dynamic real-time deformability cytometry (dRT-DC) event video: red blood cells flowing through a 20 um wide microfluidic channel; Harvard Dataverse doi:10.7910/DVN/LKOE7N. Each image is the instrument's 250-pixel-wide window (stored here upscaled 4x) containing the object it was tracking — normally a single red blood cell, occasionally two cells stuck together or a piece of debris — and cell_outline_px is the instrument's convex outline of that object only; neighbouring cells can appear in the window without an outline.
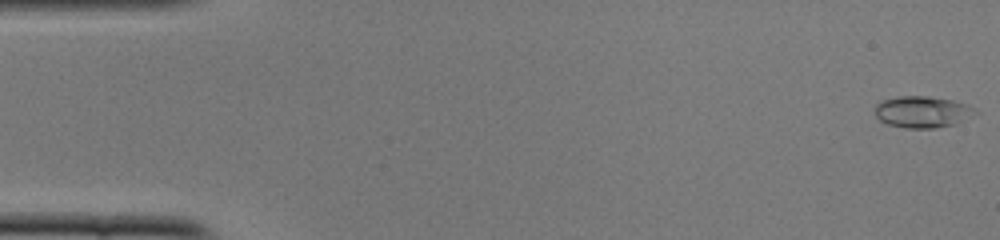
{"species": "common noctule bat (a hibernating species)", "species_latin": "Nyctalus noctula", "temperature_condition": "cold", "stored_images_in_passage": 14, "camera_frame_rate_fps": 3000, "um_per_image_px": 0.085, "animal": {"sex": "female", "body_mass_g": 22.0, "forearm_length_mm": 56.7}, "frame": {"image": 1, "passage_image": 1, "time_ms": 0.0, "image_size_px": [1000, 240], "cell_outline_px": [[980, 112], [956, 124], [936, 128], [904, 128], [888, 124], [880, 120], [876, 116], [876, 104], [880, 100], [900, 96], [928, 96], [952, 100], [968, 104]], "centroid_in_image_um": [78.43, 9.51], "position_along_channel_um": 6.6, "area_um2": 18.61}}